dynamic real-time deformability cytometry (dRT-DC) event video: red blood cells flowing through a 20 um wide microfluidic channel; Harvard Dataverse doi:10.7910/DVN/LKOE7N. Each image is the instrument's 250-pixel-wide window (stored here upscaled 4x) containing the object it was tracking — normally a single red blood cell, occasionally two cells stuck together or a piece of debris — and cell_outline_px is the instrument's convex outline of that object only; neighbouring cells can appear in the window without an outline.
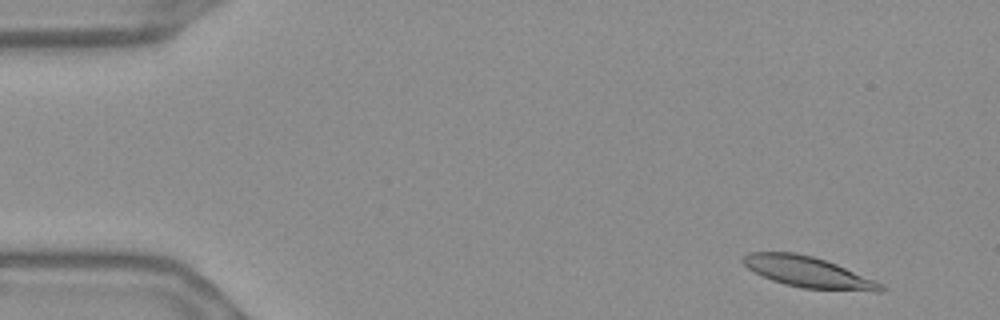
{"species": "Egyptian fruit bat (a non-hibernating species)", "species_latin": "Rousettus aegyptiacus", "temperature_condition": "warm", "stored_images_in_passage": 55, "camera_frame_rate_fps": 3000, "um_per_image_px": 0.085, "frame": {"image": 1, "passage_image": 4, "time_ms": 1.0, "image_size_px": [1000, 320], "cell_outline_px": [[884, 292], [876, 292], [804, 288], [784, 284], [772, 280], [748, 268], [740, 260], [748, 252], [796, 252], [812, 256], [836, 264], [884, 284]], "centroid_in_image_um": [68.71, 23.13], "position_along_channel_um": 16.3, "area_um2": 24.62}}
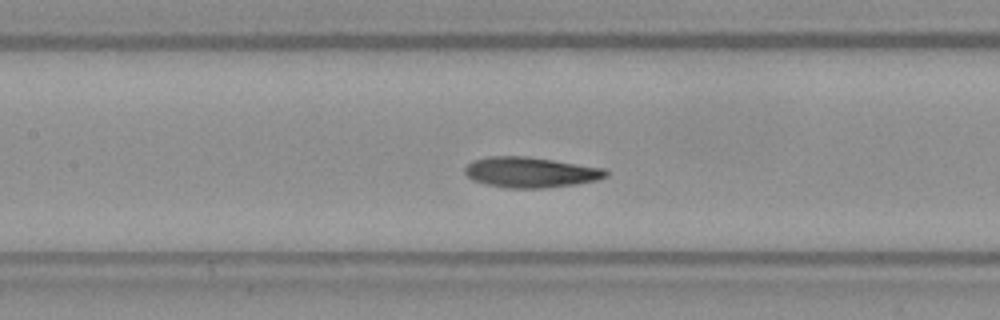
{"frame": {"image": 2, "passage_image": 25, "time_ms": 8.0, "image_size_px": [1000, 320], "cell_outline_px": [[608, 176], [596, 180], [576, 184], [544, 188], [504, 188], [472, 180], [464, 172], [464, 168], [472, 160], [488, 156], [528, 156], [604, 168], [608, 172]], "centroid_in_image_um": [45.08, 14.64], "position_along_channel_um": 162.3, "area_um2": 25.09}}
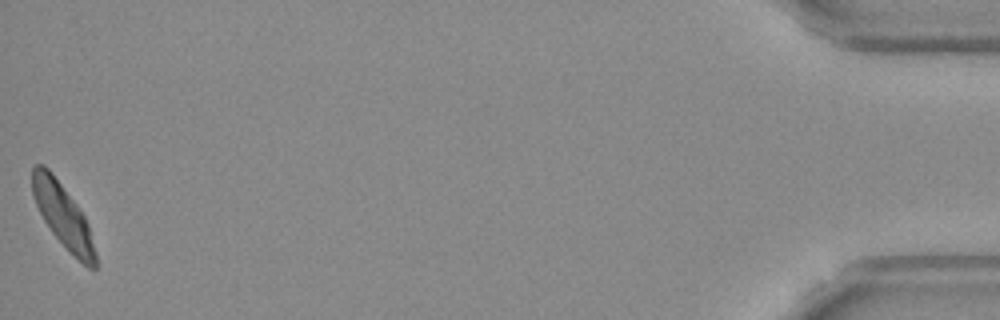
{"frame": {"image": 3, "passage_image": 55, "time_ms": 18.0, "image_size_px": [1000, 320], "cell_outline_px": [[96, 268], [88, 268], [52, 232], [44, 220], [36, 204], [32, 192], [32, 168], [36, 164], [44, 164], [52, 172], [76, 204], [84, 216], [88, 224], [96, 252]], "centroid_in_image_um": [5.34, 18.28], "position_along_channel_um": 429.9, "area_um2": 22.72}, "authors_computed_cell_mechanics": {"area_um2": 24.7962, "velocity_mm_per_s": 3.6485, "shape_relaxation_time_tau1_ms": 2.9673, "shape_relaxation_time_tau2_ms": 2.0669, "deformation_change_tau1": 0.165, "deformation_change_tau2": 0.0822}}